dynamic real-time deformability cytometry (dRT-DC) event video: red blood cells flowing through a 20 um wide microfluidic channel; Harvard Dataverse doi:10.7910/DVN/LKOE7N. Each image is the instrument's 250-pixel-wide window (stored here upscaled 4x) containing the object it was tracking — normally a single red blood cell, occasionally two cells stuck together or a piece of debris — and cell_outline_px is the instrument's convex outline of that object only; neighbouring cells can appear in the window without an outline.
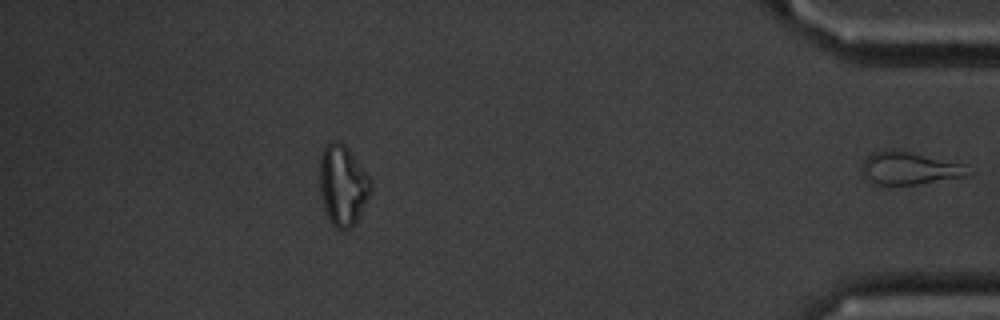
{"species": "common noctule bat (a hibernating species)", "species_latin": "Nyctalus noctula", "temperature_condition": "cold", "stored_images_in_passage": 47, "segment_of_instrument_passage": [2, 2], "camera_frame_rate_fps": 3000, "um_per_image_px": 0.085, "animal": {"sex": "male", "body_mass_g": 20.1, "forearm_length_mm": 53.5}, "frame": {"image": 1, "passage_image": 47, "time_ms": 15.333, "image_size_px": [1000, 320], "cell_outline_px": [[976, 172], [968, 176], [916, 184], [872, 184], [860, 168], [864, 160], [872, 152], [884, 148], [908, 152], [964, 164]], "centroid_in_image_um": [77.33, 14.3], "position_along_channel_um": 357.9, "area_um2": 20.17}}